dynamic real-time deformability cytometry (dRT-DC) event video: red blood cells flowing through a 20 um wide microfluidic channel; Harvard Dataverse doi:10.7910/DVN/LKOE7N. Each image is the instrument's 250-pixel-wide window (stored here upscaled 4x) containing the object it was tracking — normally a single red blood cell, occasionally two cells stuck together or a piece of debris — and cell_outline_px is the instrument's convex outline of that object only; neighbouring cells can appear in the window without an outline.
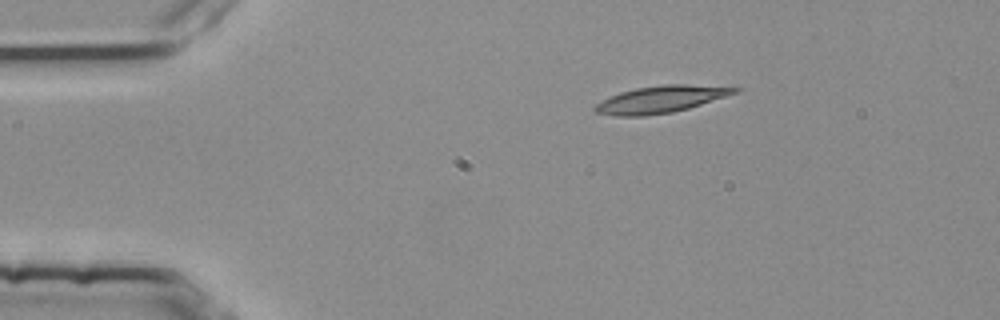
{"species": "common noctule bat (a hibernating species)", "species_latin": "Nyctalus noctula", "temperature_condition": "room temperature", "stored_images_in_passage": 3, "camera_frame_rate_fps": 3000, "um_per_image_px": 0.085, "animal": {"sex": "female", "body_mass_g": 25.1}, "frame": {"image": 1, "passage_image": 2, "time_ms": 0.333, "image_size_px": [1000, 320], "cell_outline_px": [[744, 88], [736, 92], [688, 108], [672, 112], [644, 116], [616, 116], [596, 112], [592, 108], [596, 104], [608, 96], [620, 92], [636, 88], [664, 84], [688, 84]], "centroid_in_image_um": [56.11, 8.44], "position_along_channel_um": 28.9, "area_um2": 21.73}}